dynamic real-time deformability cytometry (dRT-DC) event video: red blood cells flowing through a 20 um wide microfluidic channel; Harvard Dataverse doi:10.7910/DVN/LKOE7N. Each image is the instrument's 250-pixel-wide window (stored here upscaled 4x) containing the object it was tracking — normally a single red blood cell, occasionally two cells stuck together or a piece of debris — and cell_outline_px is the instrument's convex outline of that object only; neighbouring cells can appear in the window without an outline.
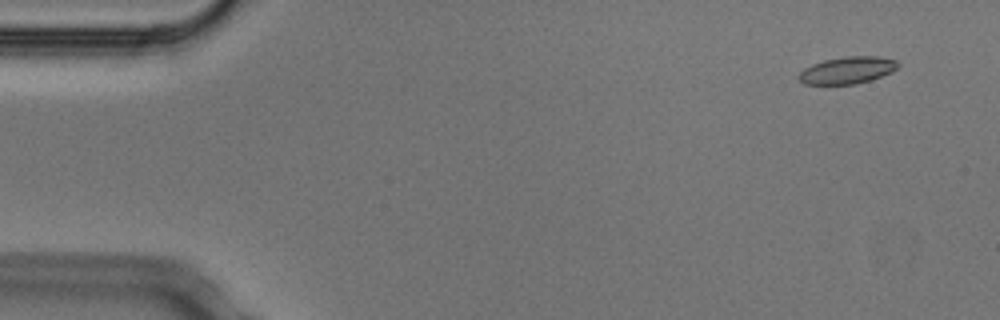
{"species": "Egyptian fruit bat (a non-hibernating species)", "species_latin": "Rousettus aegyptiacus", "temperature_condition": "cold", "stored_images_in_passage": 6, "camera_frame_rate_fps": 3000, "um_per_image_px": 0.085, "animal": {"sex": "male"}, "frame": {"image": 1, "passage_image": 1, "time_ms": 0.0, "image_size_px": [1000, 320], "cell_outline_px": [[900, 64], [892, 72], [872, 80], [856, 84], [804, 84], [796, 76], [804, 68], [812, 64], [824, 60], [844, 56], [880, 56], [896, 60]], "centroid_in_image_um": [72.03, 5.96], "position_along_channel_um": 13.0, "area_um2": 15.78}}
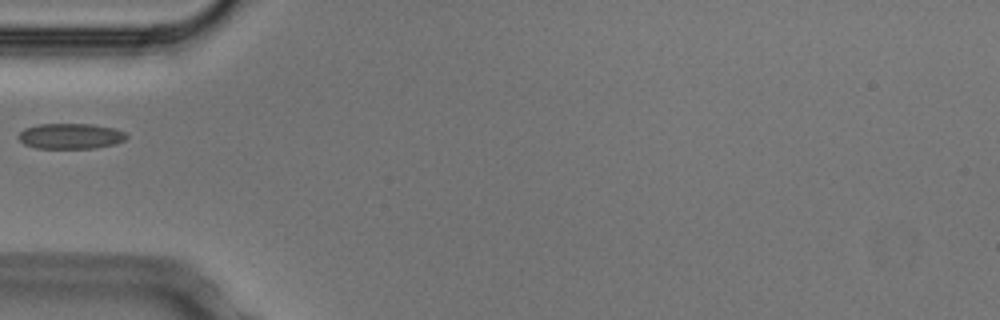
{"frame": {"image": 2, "passage_image": 5, "time_ms": 1.333, "image_size_px": [1000, 320], "cell_outline_px": [[128, 136], [124, 140], [116, 144], [96, 148], [36, 148], [24, 144], [16, 136], [24, 128], [40, 124], [92, 124], [112, 128], [124, 132]], "centroid_in_image_um": [5.98, 11.57], "position_along_channel_um": 79.0, "area_um2": 16.07}}
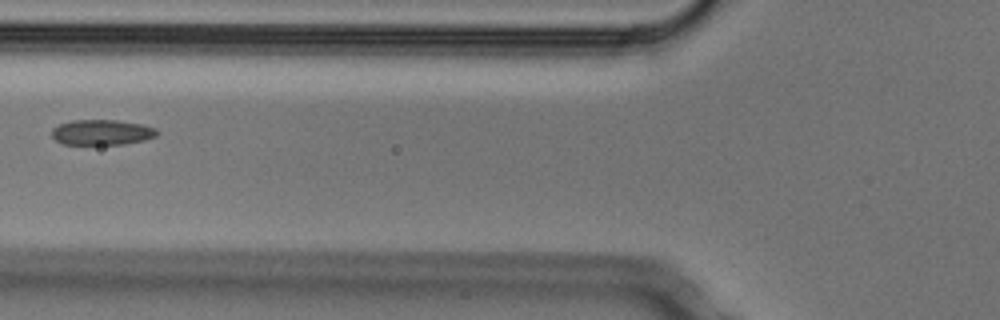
{"frame": {"image": 3, "passage_image": 6, "time_ms": 1.667, "image_size_px": [1000, 320], "cell_outline_px": [[160, 132], [156, 136], [144, 140], [124, 144], [64, 144], [56, 140], [52, 136], [52, 128], [60, 124], [72, 120], [116, 120], [144, 124], [156, 128]], "centroid_in_image_um": [8.69, 11.24], "position_along_channel_um": 117.1, "area_um2": 15.61}}